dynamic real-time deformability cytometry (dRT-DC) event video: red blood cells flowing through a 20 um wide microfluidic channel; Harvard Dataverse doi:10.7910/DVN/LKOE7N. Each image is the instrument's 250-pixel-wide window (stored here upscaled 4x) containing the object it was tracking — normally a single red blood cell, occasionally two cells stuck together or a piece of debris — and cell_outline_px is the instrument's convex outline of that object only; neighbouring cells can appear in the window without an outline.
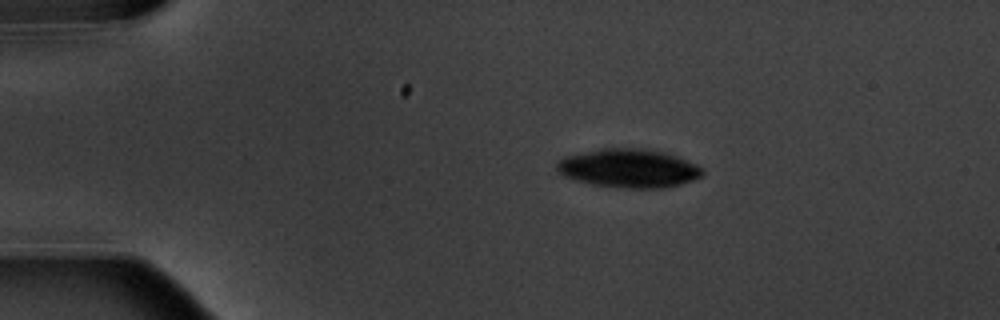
{"species": "common noctule bat (a hibernating species)", "species_latin": "Nyctalus noctula", "temperature_condition": "warm", "stored_images_in_passage": 4, "camera_frame_rate_fps": 3000, "um_per_image_px": 0.085, "animal": {"sex": "male", "body_mass_g": 20.1, "forearm_length_mm": 53.5}, "frame": {"image": 1, "passage_image": 1, "time_ms": 0.0, "image_size_px": [1000, 320], "cell_outline_px": [[704, 176], [680, 184], [664, 188], [620, 188], [592, 184], [576, 180], [564, 176], [556, 172], [556, 160], [564, 156], [600, 148], [640, 148], [664, 152], [676, 156], [696, 164], [704, 172]], "centroid_in_image_um": [53.4, 14.3], "position_along_channel_um": 31.6, "area_um2": 33.0}}